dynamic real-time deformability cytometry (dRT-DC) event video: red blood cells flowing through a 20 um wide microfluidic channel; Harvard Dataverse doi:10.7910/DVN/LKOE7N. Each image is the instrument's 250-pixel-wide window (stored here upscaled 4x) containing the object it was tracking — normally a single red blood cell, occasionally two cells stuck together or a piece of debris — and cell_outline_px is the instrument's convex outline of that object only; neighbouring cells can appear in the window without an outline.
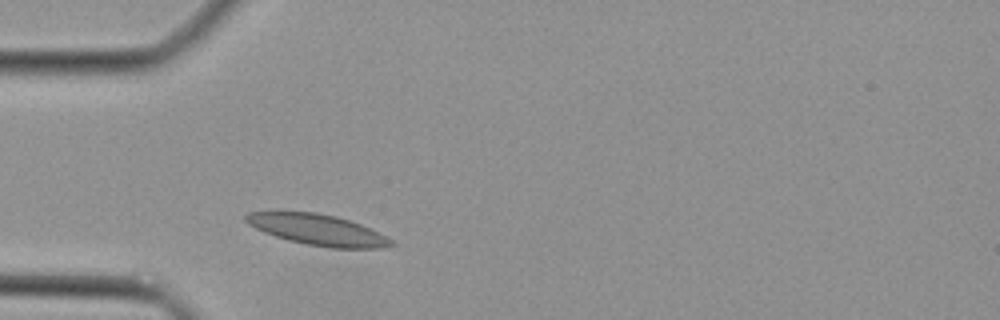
{"species": "Egyptian fruit bat (a non-hibernating species)", "species_latin": "Rousettus aegyptiacus", "temperature_condition": "cold", "stored_images_in_passage": 33, "camera_frame_rate_fps": 3000, "um_per_image_px": 0.085, "animal": {"sex": "female"}, "frame": {"image": 1, "passage_image": 1, "time_ms": 0.0, "image_size_px": [1000, 320], "cell_outline_px": [[396, 244], [384, 248], [332, 248], [308, 244], [288, 240], [264, 232], [248, 224], [244, 220], [244, 216], [248, 212], [316, 212], [336, 216], [360, 224], [392, 240]], "centroid_in_image_um": [26.99, 19.53], "position_along_channel_um": 58.0, "area_um2": 25.78}}
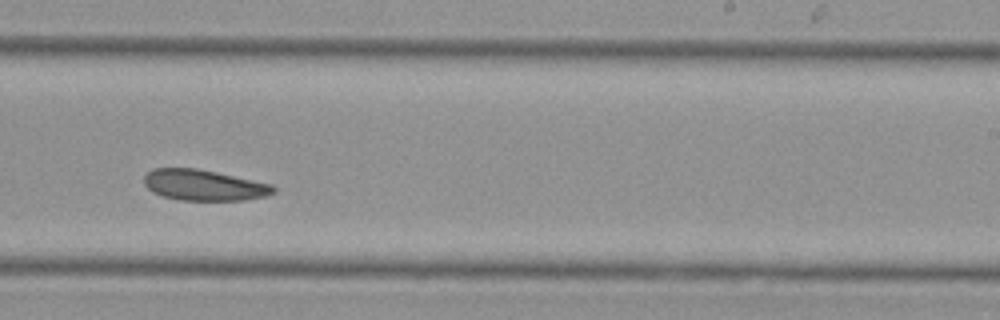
{"frame": {"image": 2, "passage_image": 16, "time_ms": 5.0, "image_size_px": [1000, 320], "cell_outline_px": [[276, 192], [264, 196], [244, 200], [180, 200], [164, 196], [152, 192], [144, 184], [144, 176], [152, 168], [196, 168], [216, 172], [272, 184], [276, 188]], "centroid_in_image_um": [17.32, 15.73], "position_along_channel_um": 271.7, "area_um2": 23.18}}
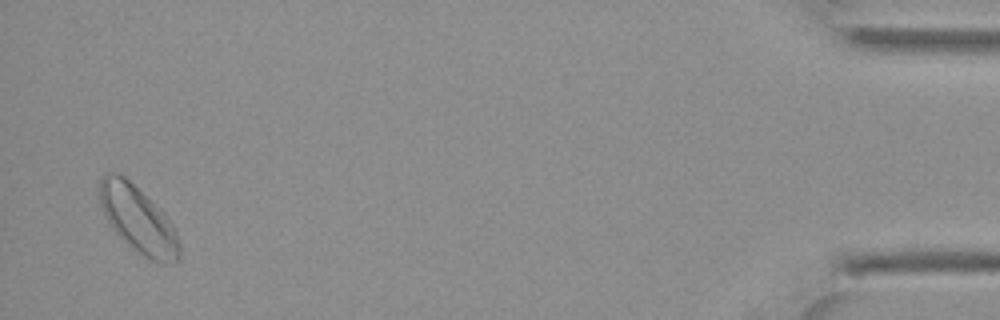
{"frame": {"image": 3, "passage_image": 32, "time_ms": 10.333, "image_size_px": [1000, 320], "cell_outline_px": [[180, 260], [176, 264], [160, 264], [148, 260], [120, 240], [108, 224], [104, 216], [100, 204], [100, 180], [104, 172], [116, 172], [124, 176], [160, 208], [168, 216], [176, 228], [180, 244]], "centroid_in_image_um": [11.77, 18.72], "position_along_channel_um": 423.4, "area_um2": 32.02}}